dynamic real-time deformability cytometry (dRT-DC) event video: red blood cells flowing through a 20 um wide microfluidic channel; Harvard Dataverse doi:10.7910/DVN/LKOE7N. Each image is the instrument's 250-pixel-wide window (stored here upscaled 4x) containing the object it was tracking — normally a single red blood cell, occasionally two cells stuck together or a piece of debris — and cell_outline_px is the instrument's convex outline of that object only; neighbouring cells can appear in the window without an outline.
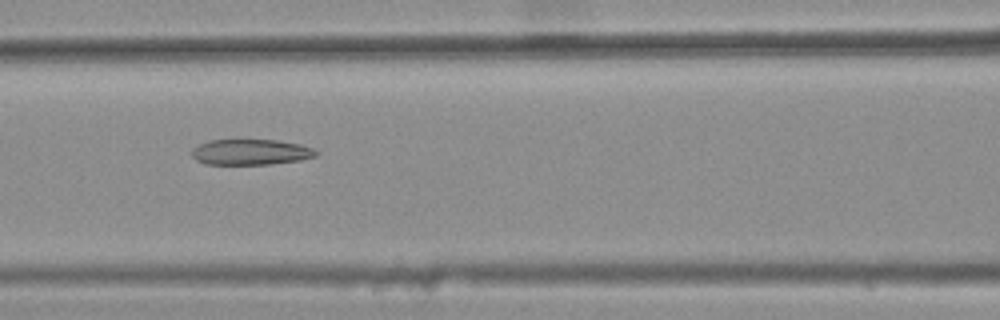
{"species": "common noctule bat (a hibernating species)", "species_latin": "Nyctalus noctula", "temperature_condition": "warm", "stored_images_in_passage": 46, "segment_of_instrument_passage": [2, 2], "camera_frame_rate_fps": 3000, "um_per_image_px": 0.085, "animal": {"sex": "female", "body_mass_g": 25.1}, "frame": {"image": 1, "passage_image": 22, "time_ms": 7.0, "image_size_px": [1000, 320], "cell_outline_px": [[320, 152], [316, 156], [300, 160], [272, 164], [204, 164], [196, 160], [192, 156], [192, 148], [208, 140], [276, 140], [300, 144], [312, 148]], "centroid_in_image_um": [21.31, 12.93], "position_along_channel_um": 145.3, "area_um2": 18.61}}
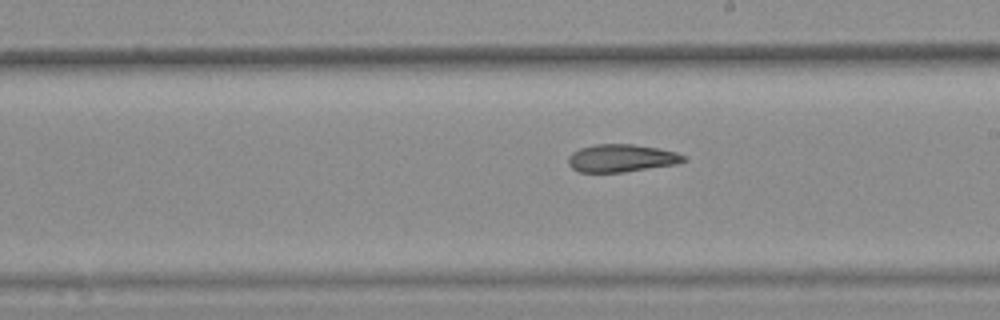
{"frame": {"image": 2, "passage_image": 29, "time_ms": 9.333, "image_size_px": [1000, 320], "cell_outline_px": [[688, 160], [676, 164], [624, 172], [580, 172], [572, 168], [568, 164], [568, 156], [572, 152], [580, 148], [596, 144], [632, 144], [660, 148], [676, 152], [688, 156]], "centroid_in_image_um": [52.85, 13.44], "position_along_channel_um": 236.1, "area_um2": 18.79}}
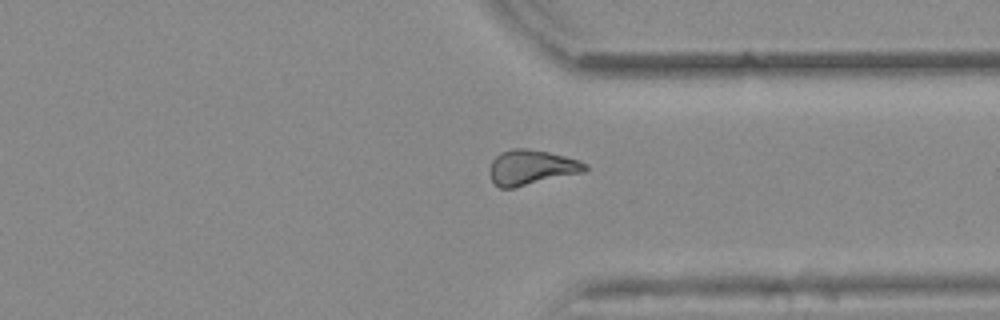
{"frame": {"image": 3, "passage_image": 39, "time_ms": 12.667, "image_size_px": [1000, 320], "cell_outline_px": [[588, 168], [584, 172], [512, 188], [500, 188], [492, 180], [488, 172], [488, 168], [492, 160], [500, 152], [512, 148], [528, 148], [548, 152], [580, 160], [588, 164]], "centroid_in_image_um": [45.15, 14.22], "position_along_channel_um": 366.2, "area_um2": 19.59}}